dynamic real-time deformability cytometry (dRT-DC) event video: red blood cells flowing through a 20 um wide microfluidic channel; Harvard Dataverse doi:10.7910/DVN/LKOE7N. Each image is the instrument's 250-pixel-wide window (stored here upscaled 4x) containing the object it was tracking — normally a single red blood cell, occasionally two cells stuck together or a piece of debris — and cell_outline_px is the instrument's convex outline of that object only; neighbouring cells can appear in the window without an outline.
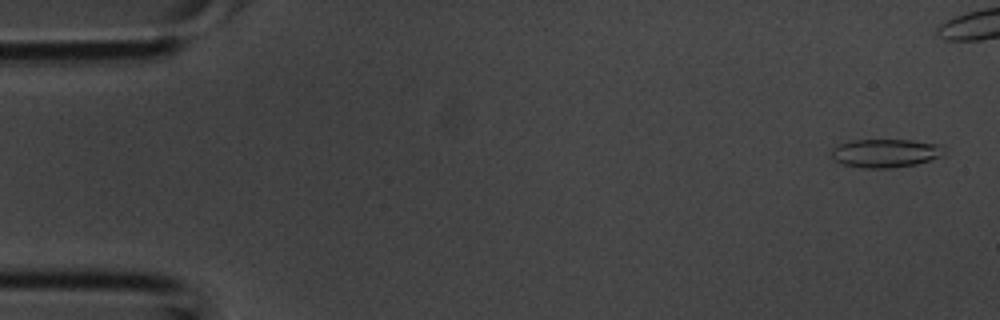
{"species": "common noctule bat (a hibernating species)", "species_latin": "Nyctalus noctula", "temperature_condition": "room temperature", "stored_images_in_passage": 5, "camera_frame_rate_fps": 3000, "um_per_image_px": 0.085, "animal": {"sex": "male", "body_mass_g": 20.1, "forearm_length_mm": 53.5}, "frame": {"image": 1, "passage_image": 1, "time_ms": 0.0, "image_size_px": [1000, 320], "cell_outline_px": [[944, 156], [916, 164], [888, 168], [864, 168], [840, 164], [832, 160], [828, 156], [832, 148], [848, 140], [912, 140], [940, 144], [944, 148]], "centroid_in_image_um": [75.21, 13.02], "position_along_channel_um": 9.8, "area_um2": 19.07}}